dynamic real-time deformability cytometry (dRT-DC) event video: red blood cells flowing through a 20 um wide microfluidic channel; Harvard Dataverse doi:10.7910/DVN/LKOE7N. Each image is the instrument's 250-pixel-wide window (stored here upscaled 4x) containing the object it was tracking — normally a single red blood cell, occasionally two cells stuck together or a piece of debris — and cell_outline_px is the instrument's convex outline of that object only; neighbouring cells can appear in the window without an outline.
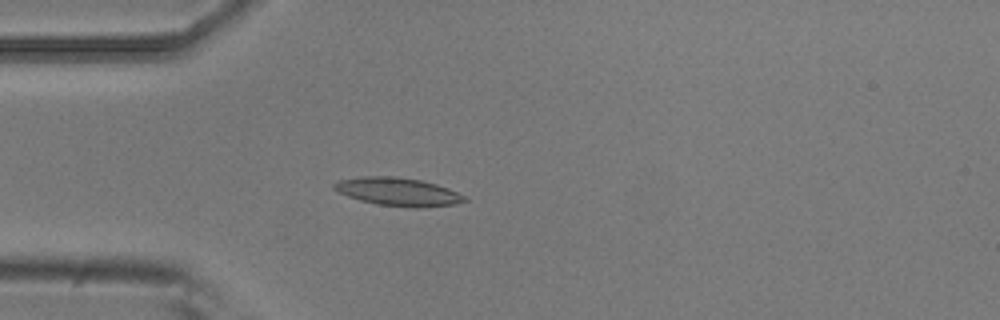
{"species": "common noctule bat (a hibernating species)", "species_latin": "Nyctalus noctula", "temperature_condition": "room temperature", "stored_images_in_passage": 5, "camera_frame_rate_fps": 3000, "um_per_image_px": 0.085, "animal": {"sex": "male", "body_mass_g": 20.5, "forearm_length_mm": 52.5}, "frame": {"image": 1, "passage_image": 5, "time_ms": 1.333, "image_size_px": [1000, 320], "cell_outline_px": [[468, 200], [456, 204], [424, 208], [412, 208], [376, 204], [360, 200], [348, 196], [332, 188], [332, 184], [340, 180], [360, 176], [396, 176], [420, 180], [436, 184], [448, 188], [464, 196]], "centroid_in_image_um": [33.83, 16.3], "position_along_channel_um": 51.2, "area_um2": 21.5}}